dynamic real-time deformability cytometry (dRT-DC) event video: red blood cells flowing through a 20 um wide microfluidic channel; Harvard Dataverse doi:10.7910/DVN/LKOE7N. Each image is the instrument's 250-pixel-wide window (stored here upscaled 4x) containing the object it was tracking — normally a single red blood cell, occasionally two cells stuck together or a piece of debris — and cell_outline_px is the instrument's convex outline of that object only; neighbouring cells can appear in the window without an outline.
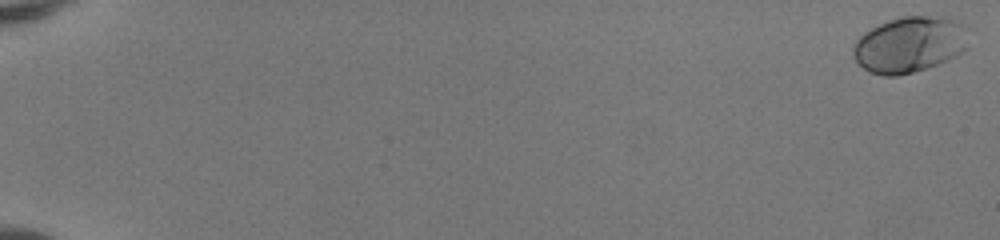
{"species": "human", "species_latin": "Homo sapiens", "temperature_condition": "room temperature", "stored_images_in_passage": 52, "camera_frame_rate_fps": 3000, "um_per_image_px": 0.085, "donor": {"sex": "female"}, "frame": {"image": 1, "passage_image": 1, "time_ms": 0.0, "image_size_px": [1000, 240], "cell_outline_px": [[968, 48], [964, 52], [940, 64], [912, 72], [896, 76], [884, 76], [872, 72], [864, 68], [852, 56], [852, 48], [856, 40], [864, 32], [888, 20], [904, 16], [948, 16], [964, 24], [968, 28]], "centroid_in_image_um": [77.37, 3.77], "position_along_channel_um": 7.6, "area_um2": 38.15}}
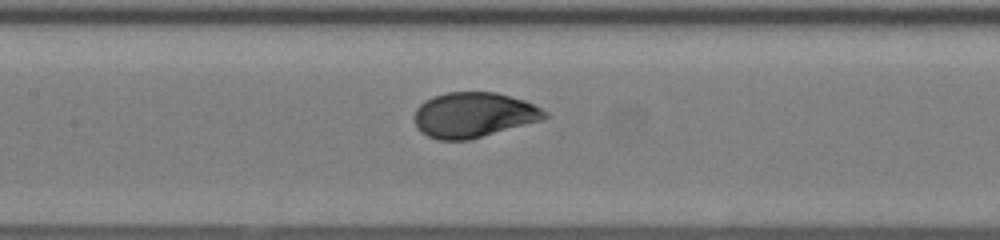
{"frame": {"image": 2, "passage_image": 28, "time_ms": 9.0, "image_size_px": [1000, 240], "cell_outline_px": [[548, 116], [540, 120], [468, 140], [440, 140], [428, 136], [420, 132], [416, 128], [412, 116], [416, 108], [424, 100], [432, 96], [448, 92], [496, 92], [524, 100], [548, 112]], "centroid_in_image_um": [40.18, 9.76], "position_along_channel_um": 167.2, "area_um2": 34.28}}
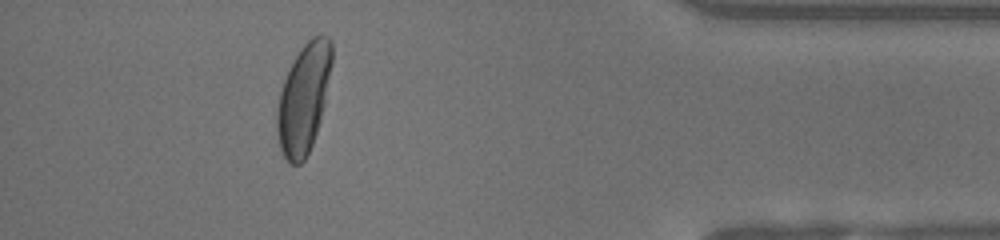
{"frame": {"image": 3, "passage_image": 48, "time_ms": 15.667, "image_size_px": [1000, 240], "cell_outline_px": [[332, 64], [324, 104], [320, 120], [312, 144], [304, 160], [300, 164], [292, 164], [284, 156], [280, 148], [276, 128], [276, 112], [280, 92], [288, 68], [300, 48], [312, 36], [328, 36], [332, 40]], "centroid_in_image_um": [25.81, 8.33], "position_along_channel_um": 409.4, "area_um2": 34.8}, "authors_computed_cell_mechanics": {"area_um2": 34.5644, "velocity_mm_per_s": 4.1585, "shape_relaxation_time_tau1_ms": 3.0652, "shape_relaxation_time_tau2_ms": null, "deformation_change_tau1": 0.1649, "deformation_change_tau2": null}}